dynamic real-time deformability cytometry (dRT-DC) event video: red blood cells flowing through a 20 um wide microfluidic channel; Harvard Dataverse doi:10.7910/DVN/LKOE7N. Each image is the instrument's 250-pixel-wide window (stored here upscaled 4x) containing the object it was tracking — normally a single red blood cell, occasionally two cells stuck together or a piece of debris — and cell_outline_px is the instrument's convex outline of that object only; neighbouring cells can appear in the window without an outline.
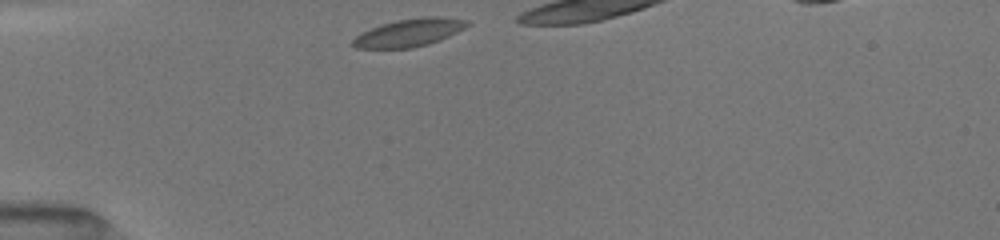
{"species": "common noctule bat (a hibernating species)", "species_latin": "Nyctalus noctula", "temperature_condition": "room temperature", "stored_images_in_passage": 13, "camera_frame_rate_fps": 3000, "um_per_image_px": 0.085, "animal": {"sex": "female", "body_mass_g": 19.5, "forearm_length_mm": 54.1}, "frame": {"image": 1, "passage_image": 1, "time_ms": 0.0, "image_size_px": [1000, 240], "cell_outline_px": [[472, 24], [440, 40], [428, 44], [412, 48], [356, 48], [352, 44], [352, 40], [356, 36], [380, 24], [396, 20], [424, 16], [440, 16], [468, 20]], "centroid_in_image_um": [34.81, 2.76], "position_along_channel_um": 50.2, "area_um2": 18.5}}
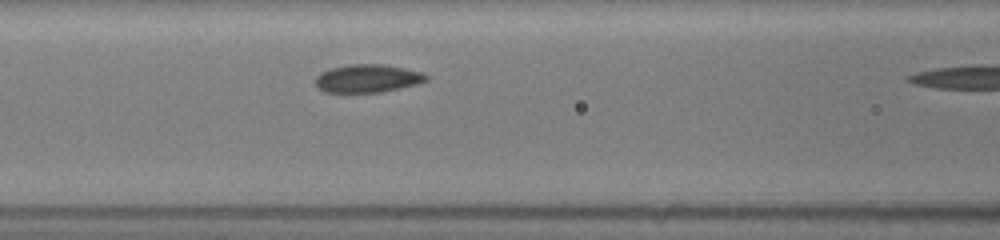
{"frame": {"image": 2, "passage_image": 12, "time_ms": 2.667, "image_size_px": [1000, 240], "cell_outline_px": [[428, 80], [416, 84], [400, 88], [380, 92], [328, 92], [320, 88], [316, 84], [316, 76], [320, 72], [332, 68], [352, 64], [384, 64], [404, 68], [420, 72], [428, 76]], "centroid_in_image_um": [31.26, 6.66], "position_along_channel_um": 135.3, "area_um2": 17.86}}